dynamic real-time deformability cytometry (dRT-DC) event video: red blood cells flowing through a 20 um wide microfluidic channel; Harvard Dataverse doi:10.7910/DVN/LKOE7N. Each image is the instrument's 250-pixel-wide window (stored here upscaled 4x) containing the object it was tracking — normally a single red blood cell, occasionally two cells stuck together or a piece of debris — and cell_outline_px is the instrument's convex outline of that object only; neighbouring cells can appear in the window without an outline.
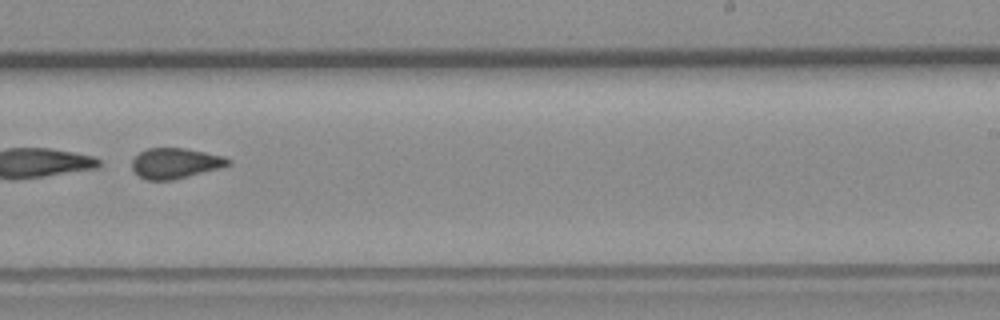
{"species": "common noctule bat (a hibernating species)", "species_latin": "Nyctalus noctula", "temperature_condition": "room temperature", "stored_images_in_passage": 32, "camera_frame_rate_fps": 3000, "um_per_image_px": 0.085, "animal": {"sex": "female", "body_mass_g": 19.3, "forearm_length_mm": 54.1}, "frame": {"image": 1, "passage_image": 20, "time_ms": 6.333, "image_size_px": [1000, 320], "cell_outline_px": [[232, 164], [220, 168], [172, 180], [144, 180], [132, 168], [132, 160], [140, 152], [148, 148], [184, 148], [224, 156], [232, 160]], "centroid_in_image_um": [14.92, 13.87], "position_along_channel_um": 274.1, "area_um2": 16.99}, "authors_computed_cell_mechanics": {"area_um2": 17.1955, "velocity_mm_per_s": 3.7804, "shape_relaxation_time_tau1_ms": 0.8296, "shape_relaxation_time_tau2_ms": 2.7421, "deformation_change_tau1": 0.2854, "deformation_change_tau2": 0.1078}}